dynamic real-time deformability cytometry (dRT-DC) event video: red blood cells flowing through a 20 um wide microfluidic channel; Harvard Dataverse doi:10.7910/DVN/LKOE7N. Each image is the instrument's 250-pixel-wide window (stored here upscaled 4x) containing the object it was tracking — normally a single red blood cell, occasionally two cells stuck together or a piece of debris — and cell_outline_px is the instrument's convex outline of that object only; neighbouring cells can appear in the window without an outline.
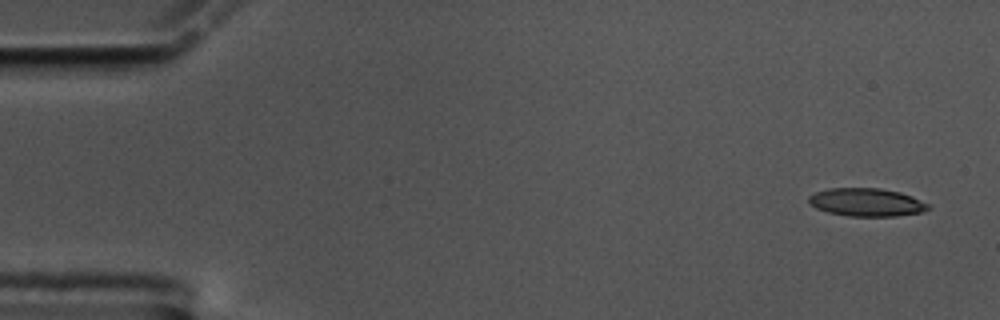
{"species": "common noctule bat (a hibernating species)", "species_latin": "Nyctalus noctula", "temperature_condition": "cold", "stored_images_in_passage": 56, "camera_frame_rate_fps": 3000, "um_per_image_px": 0.085, "animal": {"sex": "male", "body_mass_g": 17.5, "forearm_length_mm": 52.3}, "frame": {"image": 1, "passage_image": 1, "time_ms": 0.0, "image_size_px": [1000, 320], "cell_outline_px": [[932, 208], [920, 212], [896, 216], [848, 216], [828, 212], [816, 208], [808, 204], [808, 196], [816, 192], [828, 188], [880, 188], [900, 192], [912, 196], [928, 204]], "centroid_in_image_um": [73.63, 17.19], "position_along_channel_um": 11.4, "area_um2": 19.59}}
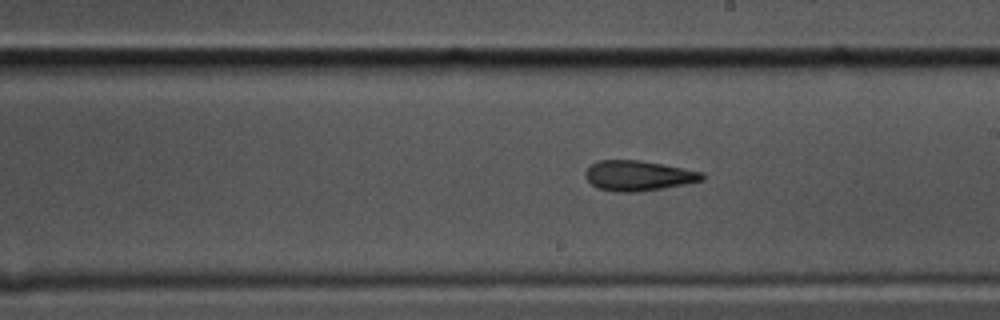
{"frame": {"image": 2, "passage_image": 31, "time_ms": 10.0, "image_size_px": [1000, 320], "cell_outline_px": [[704, 180], [684, 184], [640, 192], [616, 192], [596, 188], [584, 176], [584, 172], [592, 164], [600, 160], [640, 160], [684, 168], [704, 172]], "centroid_in_image_um": [54.25, 14.93], "position_along_channel_um": 234.8, "area_um2": 20.58}}
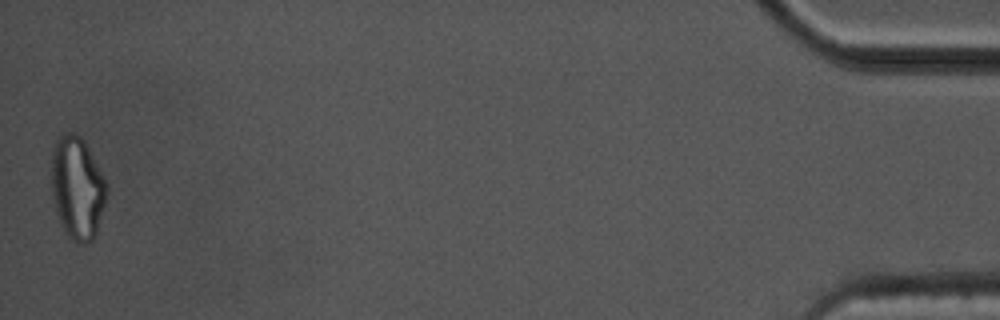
{"frame": {"image": 3, "passage_image": 56, "time_ms": 18.333, "image_size_px": [1000, 320], "cell_outline_px": [[108, 192], [96, 232], [92, 240], [84, 244], [80, 244], [72, 240], [64, 232], [60, 224], [52, 200], [52, 148], [56, 140], [64, 132], [72, 132], [80, 136], [84, 140], [108, 188]], "centroid_in_image_um": [6.54, 15.99], "position_along_channel_um": 428.7, "area_um2": 32.89}, "authors_computed_cell_mechanics": {"area_um2": 20.5768, "velocity_mm_per_s": 3.4502, "shape_relaxation_time_tau1_ms": null, "shape_relaxation_time_tau2_ms": 4.1463, "deformation_change_tau1": null, "deformation_change_tau2": 0.1492}}